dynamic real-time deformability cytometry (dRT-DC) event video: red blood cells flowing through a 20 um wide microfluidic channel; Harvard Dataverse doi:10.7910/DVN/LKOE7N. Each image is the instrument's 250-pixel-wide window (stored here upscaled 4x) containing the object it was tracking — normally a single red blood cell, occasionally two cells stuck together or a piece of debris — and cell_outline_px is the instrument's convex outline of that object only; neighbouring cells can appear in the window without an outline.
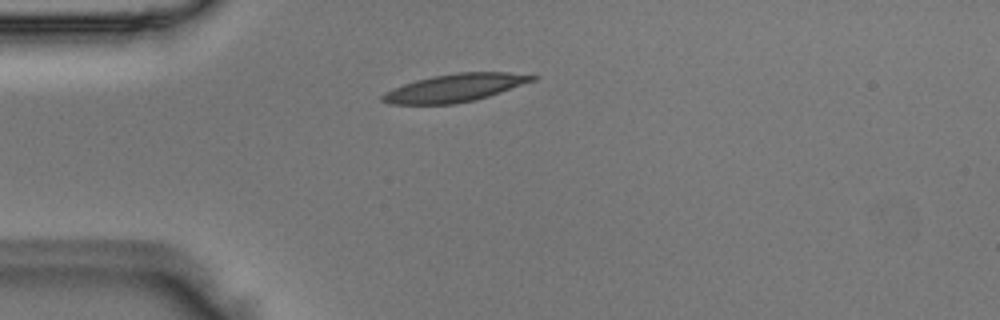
{"species": "Egyptian fruit bat (a non-hibernating species)", "species_latin": "Rousettus aegyptiacus", "temperature_condition": "room temperature", "stored_images_in_passage": 4, "camera_frame_rate_fps": 3000, "um_per_image_px": 0.085, "animal": {"sex": "male"}, "frame": {"image": 1, "passage_image": 3, "time_ms": 0.667, "image_size_px": [1000, 320], "cell_outline_px": [[540, 76], [536, 80], [476, 100], [456, 104], [388, 104], [380, 100], [380, 96], [384, 92], [404, 84], [416, 80], [432, 76], [456, 72], [508, 72]], "centroid_in_image_um": [38.66, 7.47], "position_along_channel_um": 46.3, "area_um2": 24.45}}